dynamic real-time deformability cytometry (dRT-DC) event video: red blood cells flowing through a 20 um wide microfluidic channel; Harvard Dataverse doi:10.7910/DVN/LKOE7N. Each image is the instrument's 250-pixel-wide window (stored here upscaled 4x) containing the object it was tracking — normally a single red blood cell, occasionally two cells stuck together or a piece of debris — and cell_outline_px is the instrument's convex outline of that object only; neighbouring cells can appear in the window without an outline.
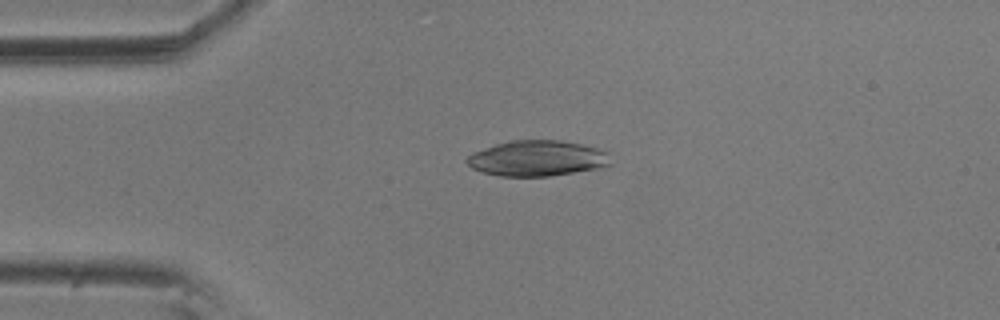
{"species": "common noctule bat (a hibernating species)", "species_latin": "Nyctalus noctula", "temperature_condition": "room temperature", "stored_images_in_passage": 4, "camera_frame_rate_fps": 3000, "um_per_image_px": 0.085, "animal": {"sex": "male", "body_mass_g": 20.5, "forearm_length_mm": 52.5}, "frame": {"image": 1, "passage_image": 3, "time_ms": 0.667, "image_size_px": [1000, 320], "cell_outline_px": [[612, 164], [600, 168], [552, 176], [500, 176], [484, 172], [472, 168], [464, 160], [472, 152], [496, 144], [512, 140], [560, 140], [580, 144], [612, 152]], "centroid_in_image_um": [45.72, 13.46], "position_along_channel_um": 39.3, "area_um2": 30.11}}